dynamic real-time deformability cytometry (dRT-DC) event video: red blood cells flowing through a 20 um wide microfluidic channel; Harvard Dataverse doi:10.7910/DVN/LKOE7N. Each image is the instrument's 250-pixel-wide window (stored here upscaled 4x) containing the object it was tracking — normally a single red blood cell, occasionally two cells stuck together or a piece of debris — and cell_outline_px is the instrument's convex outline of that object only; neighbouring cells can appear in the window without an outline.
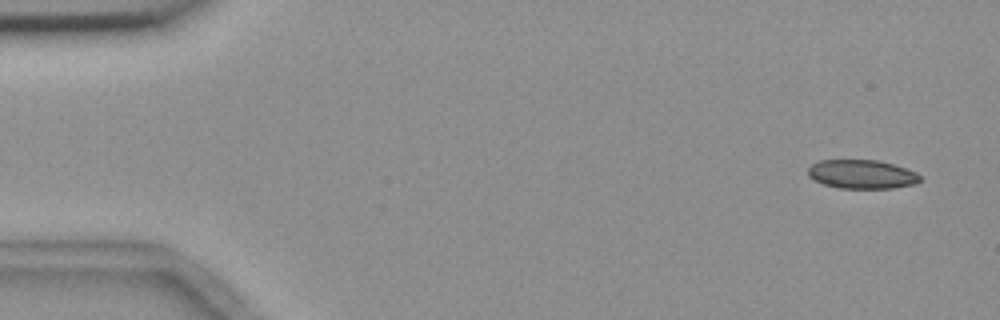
{"species": "common noctule bat (a hibernating species)", "species_latin": "Nyctalus noctula", "temperature_condition": "room temperature", "stored_images_in_passage": 6, "camera_frame_rate_fps": 3000, "um_per_image_px": 0.085, "animal": {"sex": "female", "body_mass_g": 18.4}, "frame": {"image": 1, "passage_image": 1, "time_ms": 0.0, "image_size_px": [1000, 320], "cell_outline_px": [[920, 180], [916, 184], [892, 188], [840, 188], [824, 184], [812, 180], [808, 176], [808, 168], [812, 164], [820, 160], [876, 160], [892, 164], [916, 172], [920, 176]], "centroid_in_image_um": [73.23, 14.81], "position_along_channel_um": 11.8, "area_um2": 18.79}}
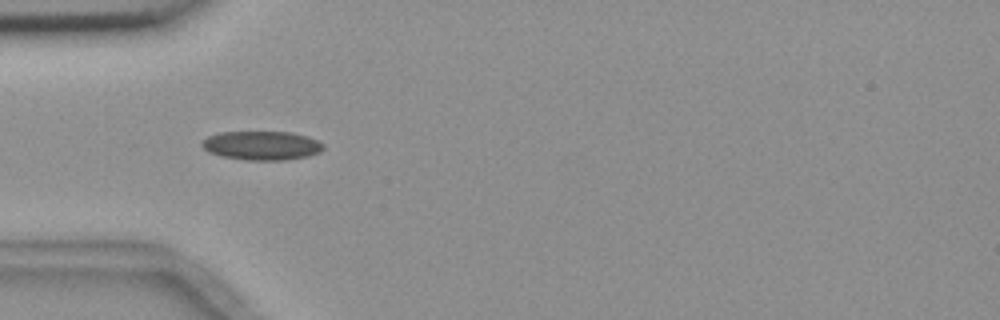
{"frame": {"image": 2, "passage_image": 5, "time_ms": 4.667, "image_size_px": [1000, 320], "cell_outline_px": [[324, 148], [320, 152], [308, 156], [284, 160], [244, 160], [224, 156], [208, 152], [200, 144], [208, 136], [220, 132], [292, 132], [308, 136], [324, 144]], "centroid_in_image_um": [22.27, 12.37], "position_along_channel_um": 62.7, "area_um2": 20.46}}